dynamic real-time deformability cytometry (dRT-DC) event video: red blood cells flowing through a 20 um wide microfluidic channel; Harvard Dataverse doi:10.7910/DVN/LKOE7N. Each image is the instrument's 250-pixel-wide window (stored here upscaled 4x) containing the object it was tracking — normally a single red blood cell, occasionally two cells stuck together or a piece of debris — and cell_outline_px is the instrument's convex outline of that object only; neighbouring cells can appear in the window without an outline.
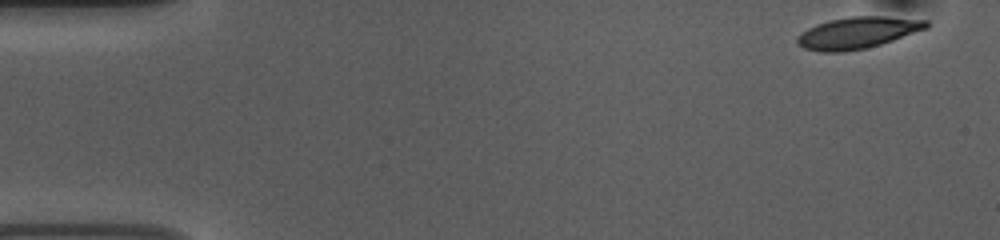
{"species": "common noctule bat (a hibernating species)", "species_latin": "Nyctalus noctula", "temperature_condition": "room temperature", "stored_images_in_passage": 52, "camera_frame_rate_fps": 3000, "um_per_image_px": 0.085, "animal": {"sex": "female", "body_mass_g": 10.0, "forearm_length_mm": 53.1}, "frame": {"image": 1, "passage_image": 1, "time_ms": 0.0, "image_size_px": [1000, 240], "cell_outline_px": [[928, 28], [880, 44], [864, 48], [844, 52], [820, 52], [804, 48], [796, 44], [796, 36], [800, 32], [816, 24], [832, 20], [852, 16], [884, 16], [928, 20]], "centroid_in_image_um": [72.85, 2.79], "position_along_channel_um": 12.1, "area_um2": 23.7}}
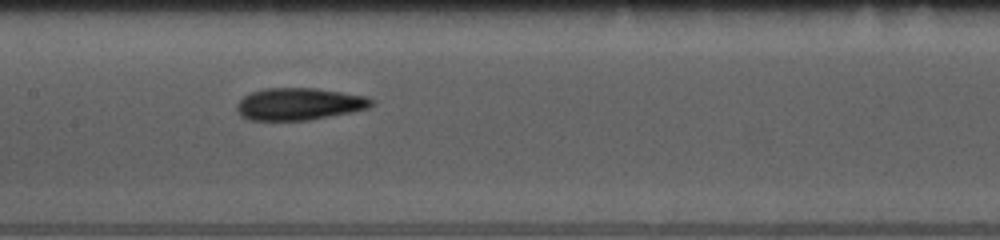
{"frame": {"image": 2, "passage_image": 24, "time_ms": 7.667, "image_size_px": [1000, 240], "cell_outline_px": [[372, 104], [368, 108], [352, 112], [308, 120], [248, 120], [240, 116], [236, 112], [236, 104], [244, 96], [252, 92], [264, 88], [316, 88], [368, 96], [372, 100]], "centroid_in_image_um": [25.39, 8.84], "position_along_channel_um": 182.0, "area_um2": 25.32}}
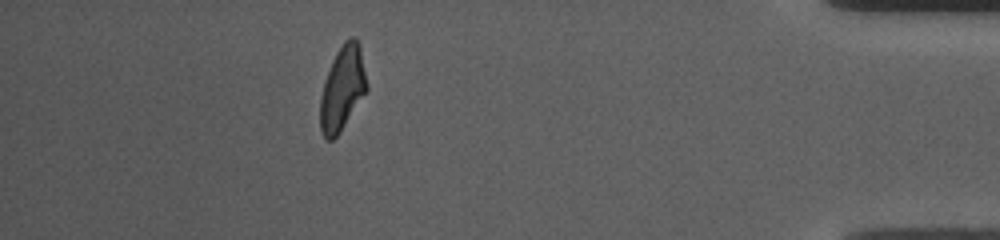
{"frame": {"image": 3, "passage_image": 46, "time_ms": 15.0, "image_size_px": [1000, 240], "cell_outline_px": [[368, 88], [340, 132], [332, 140], [324, 140], [320, 132], [320, 96], [332, 60], [336, 52], [344, 40], [352, 36], [356, 36], [360, 44], [368, 84]], "centroid_in_image_um": [29.11, 7.49], "position_along_channel_um": 406.1, "area_um2": 23.0}, "authors_computed_cell_mechanics": {"area_um2": 23.7558, "velocity_mm_per_s": 3.7233, "shape_relaxation_time_tau1_ms": 4.188, "shape_relaxation_time_tau2_ms": 2.6681, "deformation_change_tau1": 0.1537, "deformation_change_tau2": 0.1046}}